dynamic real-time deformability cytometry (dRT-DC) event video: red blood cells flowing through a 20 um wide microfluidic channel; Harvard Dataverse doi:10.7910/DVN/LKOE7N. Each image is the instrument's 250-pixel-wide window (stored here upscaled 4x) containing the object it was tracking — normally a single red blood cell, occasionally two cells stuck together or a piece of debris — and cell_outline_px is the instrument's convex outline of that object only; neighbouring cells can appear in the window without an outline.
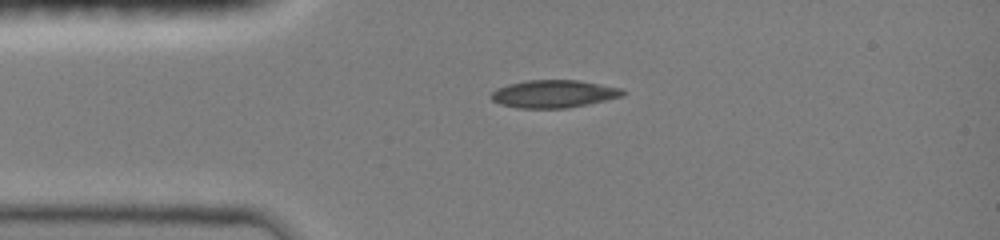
{"species": "common noctule bat (a hibernating species)", "species_latin": "Nyctalus noctula", "temperature_condition": "room temperature", "stored_images_in_passage": 10, "camera_frame_rate_fps": 3000, "um_per_image_px": 0.085, "animal": {"sex": "female", "body_mass_g": 19.0, "forearm_length_mm": 51.5}, "frame": {"image": 1, "passage_image": 1, "time_ms": 0.0, "image_size_px": [1000, 240], "cell_outline_px": [[628, 92], [624, 96], [564, 108], [516, 108], [500, 104], [492, 100], [492, 92], [496, 88], [508, 84], [528, 80], [576, 80], [620, 88]], "centroid_in_image_um": [47.04, 7.97], "position_along_channel_um": 38.0, "area_um2": 20.98}}
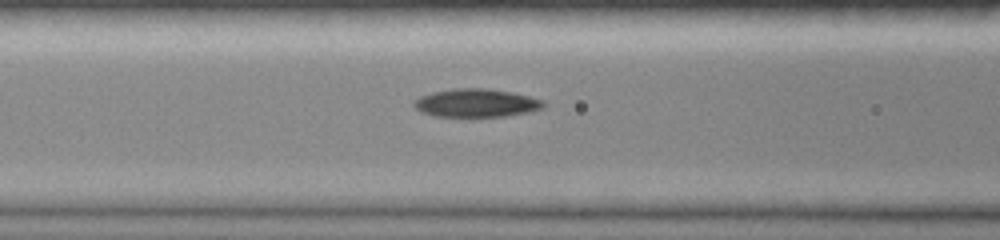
{"frame": {"image": 2, "passage_image": 6, "time_ms": 2.667, "image_size_px": [1000, 240], "cell_outline_px": [[544, 108], [528, 112], [508, 116], [432, 116], [420, 112], [412, 104], [420, 96], [432, 92], [452, 88], [484, 88], [512, 92], [528, 96], [540, 100], [544, 104]], "centroid_in_image_um": [40.44, 8.75], "position_along_channel_um": 126.2, "area_um2": 21.21}}
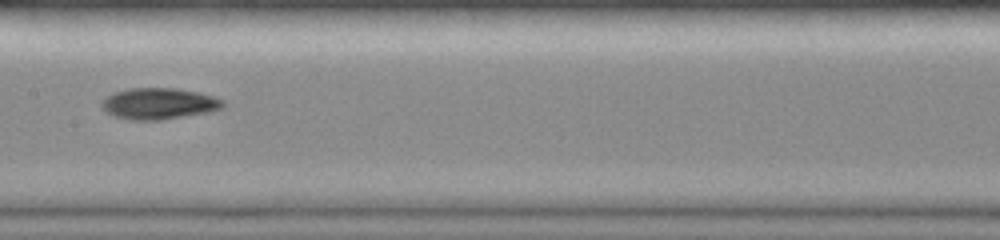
{"frame": {"image": 3, "passage_image": 9, "time_ms": 4.333, "image_size_px": [1000, 240], "cell_outline_px": [[224, 108], [208, 112], [160, 120], [132, 120], [116, 116], [108, 112], [100, 104], [112, 92], [128, 88], [176, 88], [200, 92], [224, 100]], "centroid_in_image_um": [13.54, 8.79], "position_along_channel_um": 193.9, "area_um2": 22.02}}